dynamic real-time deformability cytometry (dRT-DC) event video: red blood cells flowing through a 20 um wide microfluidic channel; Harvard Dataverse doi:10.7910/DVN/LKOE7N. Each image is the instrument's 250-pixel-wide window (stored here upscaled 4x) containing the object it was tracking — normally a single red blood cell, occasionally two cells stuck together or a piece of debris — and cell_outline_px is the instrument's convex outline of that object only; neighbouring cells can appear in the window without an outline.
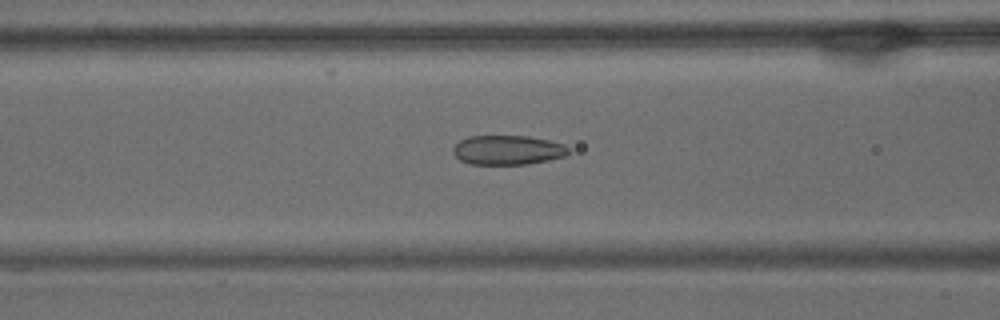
{"species": "common noctule bat (a hibernating species)", "species_latin": "Nyctalus noctula", "temperature_condition": "warm", "stored_images_in_passage": 55, "camera_frame_rate_fps": 3000, "um_per_image_px": 0.085, "animal": {"sex": "male", "body_mass_g": 15.6}, "frame": {"image": 1, "passage_image": 22, "time_ms": 7.0, "image_size_px": [1000, 320], "cell_outline_px": [[568, 152], [564, 156], [548, 160], [524, 164], [472, 164], [460, 160], [452, 152], [452, 148], [460, 140], [468, 136], [528, 136], [548, 140], [564, 144], [568, 148]], "centroid_in_image_um": [43.12, 12.74], "position_along_channel_um": 123.5, "area_um2": 19.65}}
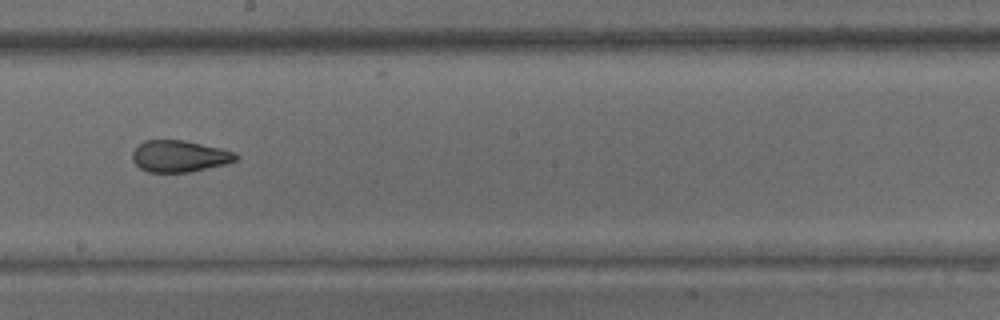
{"frame": {"image": 2, "passage_image": 31, "time_ms": 10.0, "image_size_px": [1000, 320], "cell_outline_px": [[240, 156], [236, 160], [224, 164], [188, 172], [148, 172], [140, 168], [132, 160], [132, 152], [144, 140], [184, 140], [220, 148], [236, 152]], "centroid_in_image_um": [15.25, 13.27], "position_along_channel_um": 233.0, "area_um2": 18.96}}
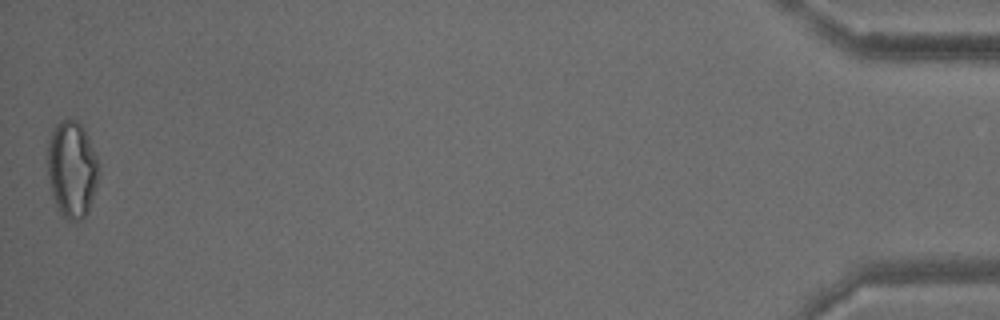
{"frame": {"image": 3, "passage_image": 55, "time_ms": 18.0, "image_size_px": [1000, 320], "cell_outline_px": [[100, 172], [88, 212], [80, 220], [68, 220], [56, 208], [52, 196], [48, 172], [48, 140], [52, 128], [60, 120], [68, 116], [76, 120], [84, 128], [96, 156]], "centroid_in_image_um": [6.1, 14.34], "position_along_channel_um": 429.1, "area_um2": 29.02}, "authors_computed_cell_mechanics": {"area_um2": 22.4264, "velocity_mm_per_s": 3.6519, "shape_relaxation_time_tau1_ms": 11.399, "shape_relaxation_time_tau2_ms": 1.5849, "deformation_change_tau1": 0.2341, "deformation_change_tau2": 0.0796}}